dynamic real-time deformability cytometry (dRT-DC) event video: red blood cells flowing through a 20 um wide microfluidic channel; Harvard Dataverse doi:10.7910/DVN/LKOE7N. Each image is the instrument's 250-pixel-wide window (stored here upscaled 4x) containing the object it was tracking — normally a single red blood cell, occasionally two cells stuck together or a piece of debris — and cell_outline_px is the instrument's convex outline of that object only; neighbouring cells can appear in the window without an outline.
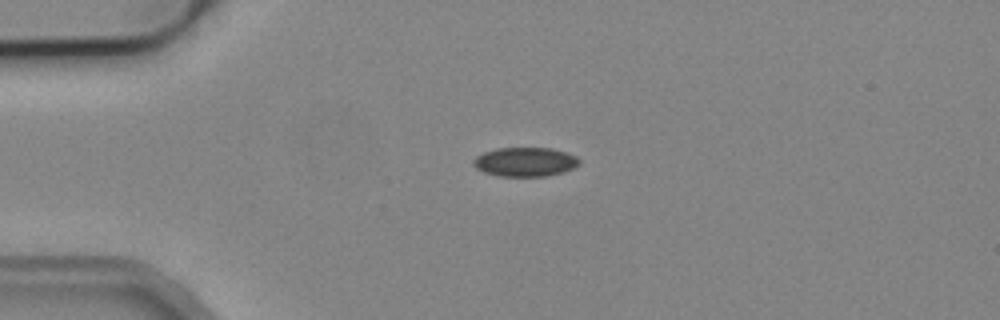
{"species": "common noctule bat (a hibernating species)", "species_latin": "Nyctalus noctula", "temperature_condition": "cold", "stored_images_in_passage": 1, "camera_frame_rate_fps": 3000, "um_per_image_px": 0.085, "animal": {"sex": "male", "body_mass_g": 19.2, "forearm_length_mm": 51.8}, "frame": {"image": 1, "passage_image": 1, "time_ms": 0.0, "image_size_px": [1000, 320], "cell_outline_px": [[580, 164], [564, 172], [548, 176], [496, 176], [484, 172], [476, 168], [472, 164], [472, 160], [476, 156], [484, 152], [496, 148], [552, 148], [576, 156], [580, 160]], "centroid_in_image_um": [44.62, 13.76], "position_along_channel_um": 40.4, "area_um2": 18.09}}